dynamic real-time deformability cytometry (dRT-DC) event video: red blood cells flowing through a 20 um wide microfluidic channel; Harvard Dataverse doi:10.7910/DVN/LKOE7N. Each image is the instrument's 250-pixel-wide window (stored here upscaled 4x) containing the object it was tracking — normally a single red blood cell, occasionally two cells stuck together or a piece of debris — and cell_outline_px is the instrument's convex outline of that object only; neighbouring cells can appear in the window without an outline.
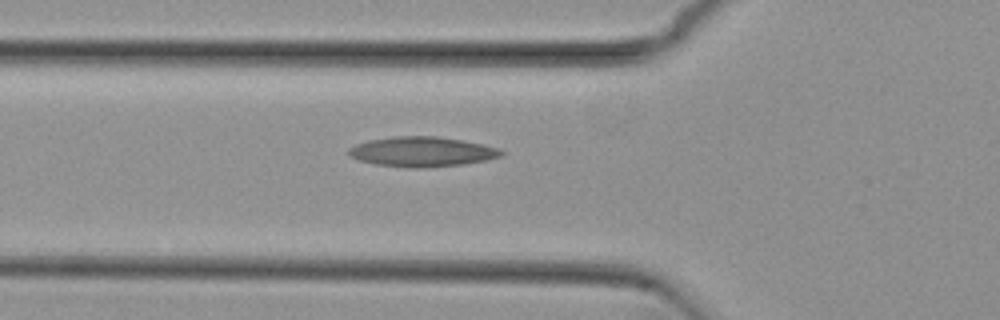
{"species": "common noctule bat (a hibernating species)", "species_latin": "Nyctalus noctula", "temperature_condition": "cold", "stored_images_in_passage": 34, "camera_frame_rate_fps": 3000, "um_per_image_px": 0.085, "animal": {"sex": "female", "body_mass_g": 29.2, "forearm_length_mm": 56.3}, "frame": {"image": 1, "passage_image": 2, "time_ms": 0.333, "image_size_px": [1000, 320], "cell_outline_px": [[504, 152], [500, 156], [488, 160], [464, 164], [424, 168], [408, 168], [376, 164], [360, 160], [348, 156], [348, 148], [356, 144], [368, 140], [392, 136], [436, 136], [484, 144], [500, 148]], "centroid_in_image_um": [35.87, 12.9], "position_along_channel_um": 89.9, "area_um2": 26.76}}
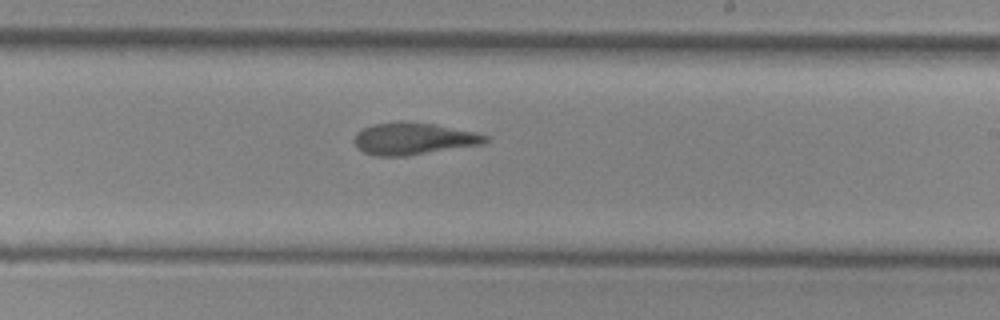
{"frame": {"image": 2, "passage_image": 15, "time_ms": 4.667, "image_size_px": [1000, 320], "cell_outline_px": [[488, 140], [484, 144], [408, 156], [376, 156], [364, 152], [356, 148], [352, 140], [356, 132], [372, 124], [400, 120], [432, 124], [476, 132], [488, 136]], "centroid_in_image_um": [35.1, 11.79], "position_along_channel_um": 253.9, "area_um2": 24.8}}
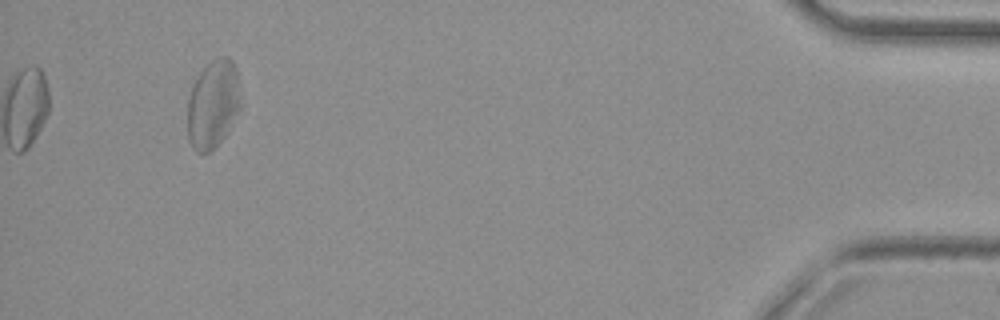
{"frame": {"image": 3, "passage_image": 34, "time_ms": 11.0, "image_size_px": [1000, 320], "cell_outline_px": [[240, 108], [228, 132], [212, 152], [196, 152], [192, 148], [188, 136], [188, 100], [192, 88], [200, 72], [212, 60], [220, 56], [228, 56], [232, 60], [236, 68]], "centroid_in_image_um": [18.1, 8.88], "position_along_channel_um": 417.1, "area_um2": 27.11}}